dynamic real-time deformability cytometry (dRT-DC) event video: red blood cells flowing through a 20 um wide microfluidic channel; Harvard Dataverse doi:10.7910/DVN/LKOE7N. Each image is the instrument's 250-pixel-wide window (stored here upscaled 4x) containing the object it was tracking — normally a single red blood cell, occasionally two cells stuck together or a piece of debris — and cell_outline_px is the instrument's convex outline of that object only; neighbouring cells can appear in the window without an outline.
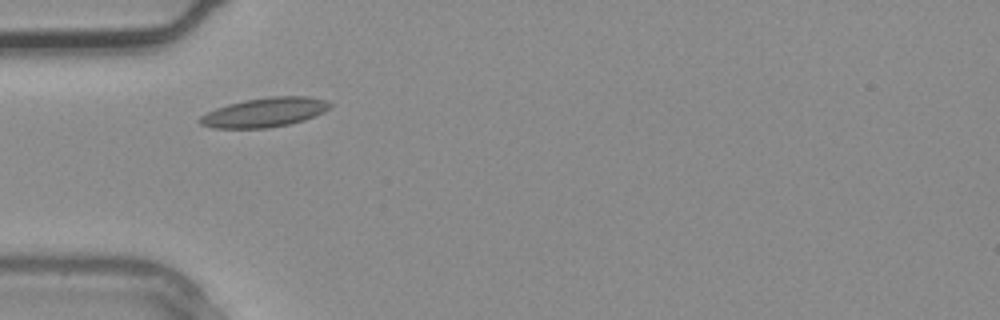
{"species": "common noctule bat (a hibernating species)", "species_latin": "Nyctalus noctula", "temperature_condition": "warm", "stored_images_in_passage": 2, "camera_frame_rate_fps": 3000, "um_per_image_px": 0.085, "animal": {"sex": "male", "body_mass_g": 20.4}, "frame": {"image": 1, "passage_image": 1, "time_ms": 0.0, "image_size_px": [1000, 320], "cell_outline_px": [[332, 104], [324, 112], [304, 120], [288, 124], [268, 128], [212, 128], [200, 124], [196, 120], [200, 116], [216, 108], [228, 104], [244, 100], [268, 96], [308, 96], [328, 100]], "centroid_in_image_um": [22.48, 9.54], "position_along_channel_um": 62.5, "area_um2": 22.37}}